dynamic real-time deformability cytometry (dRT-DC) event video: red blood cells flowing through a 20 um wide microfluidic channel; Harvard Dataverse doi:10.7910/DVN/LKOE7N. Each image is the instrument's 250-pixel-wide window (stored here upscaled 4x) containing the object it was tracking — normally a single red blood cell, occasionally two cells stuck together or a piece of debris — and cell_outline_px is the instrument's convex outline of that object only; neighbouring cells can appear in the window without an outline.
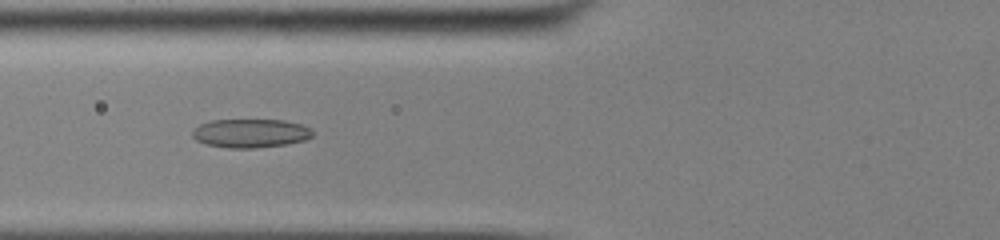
{"species": "common noctule bat (a hibernating species)", "species_latin": "Nyctalus noctula", "temperature_condition": "cold", "stored_images_in_passage": 39, "camera_frame_rate_fps": 3000, "um_per_image_px": 0.085, "animal": {"sex": "male", "body_mass_g": 13.0, "forearm_length_mm": 53.1}, "frame": {"image": 1, "passage_image": 7, "time_ms": 2.0, "image_size_px": [1000, 240], "cell_outline_px": [[312, 136], [304, 140], [284, 144], [252, 148], [228, 148], [208, 144], [196, 140], [192, 136], [192, 132], [200, 124], [212, 120], [284, 120], [300, 124], [308, 128], [312, 132]], "centroid_in_image_um": [21.26, 11.32], "position_along_channel_um": 104.5, "area_um2": 19.77}}
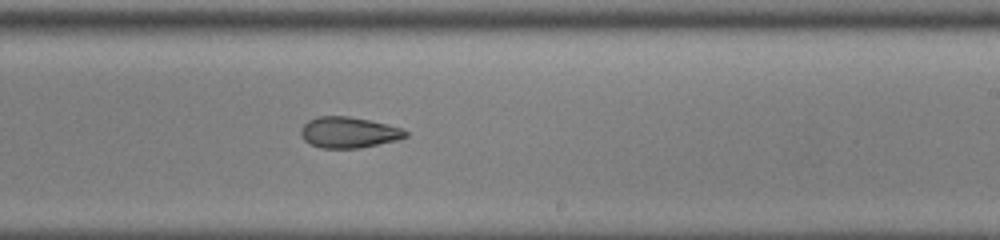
{"frame": {"image": 2, "passage_image": 19, "time_ms": 6.0, "image_size_px": [1000, 240], "cell_outline_px": [[408, 136], [396, 140], [360, 148], [320, 148], [304, 140], [300, 132], [300, 128], [308, 120], [316, 116], [348, 116], [388, 124], [400, 128], [408, 132]], "centroid_in_image_um": [29.61, 11.25], "position_along_channel_um": 259.4, "area_um2": 18.84}}
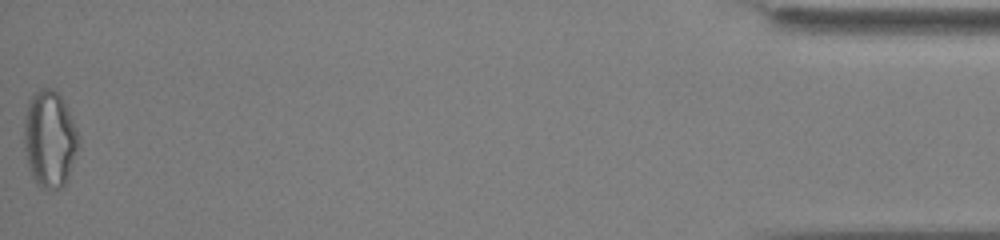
{"frame": {"image": 3, "passage_image": 39, "time_ms": 12.667, "image_size_px": [1000, 240], "cell_outline_px": [[80, 136], [68, 176], [64, 184], [60, 188], [48, 192], [36, 184], [28, 168], [24, 148], [24, 120], [28, 100], [40, 88], [52, 88], [60, 96]], "centroid_in_image_um": [4.18, 11.85], "position_along_channel_um": 431.0, "area_um2": 30.58}, "authors_computed_cell_mechanics": {"area_um2": 19.9988, "velocity_mm_per_s": 3.8702, "shape_relaxation_time_tau1_ms": 5.2985, "shape_relaxation_time_tau2_ms": 8.4779, "deformation_change_tau1": 0.126, "deformation_change_tau2": 0.1817}}